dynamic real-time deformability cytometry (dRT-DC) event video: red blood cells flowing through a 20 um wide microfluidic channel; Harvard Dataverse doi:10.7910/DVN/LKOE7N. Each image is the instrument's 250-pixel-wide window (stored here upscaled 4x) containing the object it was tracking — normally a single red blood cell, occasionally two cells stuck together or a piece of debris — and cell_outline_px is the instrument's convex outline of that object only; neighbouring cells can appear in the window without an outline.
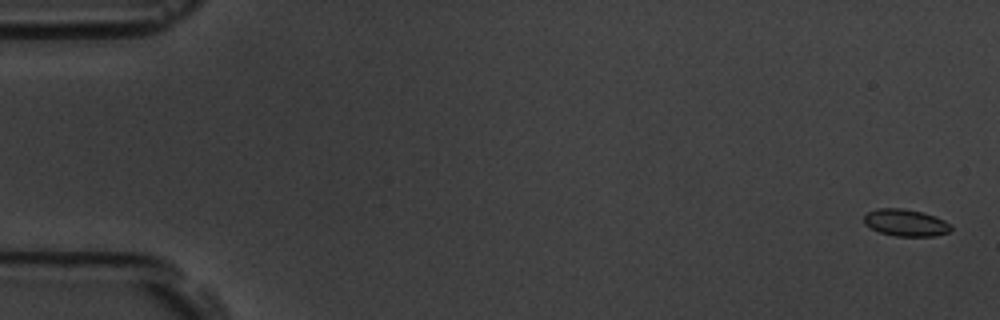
{"species": "common noctule bat (a hibernating species)", "species_latin": "Nyctalus noctula", "temperature_condition": "room temperature", "stored_images_in_passage": 8, "camera_frame_rate_fps": 3000, "um_per_image_px": 0.085, "animal": {"sex": "male", "body_mass_g": 19.5, "forearm_length_mm": 54.6}, "frame": {"image": 1, "passage_image": 1, "time_ms": 0.0, "image_size_px": [1000, 320], "cell_outline_px": [[952, 228], [948, 232], [936, 236], [896, 236], [880, 232], [864, 224], [864, 216], [868, 212], [876, 208], [904, 208], [936, 216], [952, 224]], "centroid_in_image_um": [77.0, 18.92], "position_along_channel_um": 8.0, "area_um2": 13.7}}
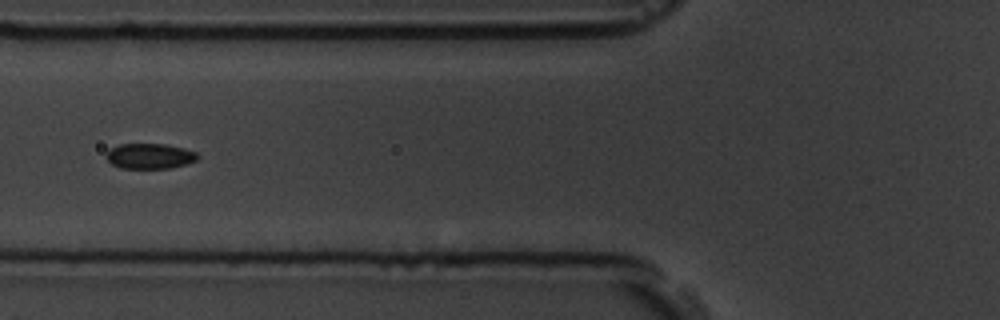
{"frame": {"image": 2, "passage_image": 6, "time_ms": 7.0, "image_size_px": [1000, 320], "cell_outline_px": [[200, 156], [196, 160], [172, 168], [120, 168], [112, 164], [108, 160], [108, 152], [112, 148], [120, 144], [164, 144], [184, 148], [196, 152]], "centroid_in_image_um": [12.77, 13.27], "position_along_channel_um": 113.0, "area_um2": 13.29}}
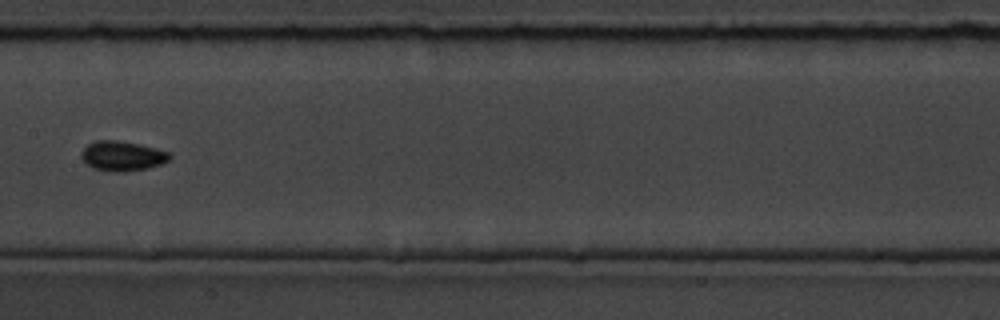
{"frame": {"image": 3, "passage_image": 8, "time_ms": 9.333, "image_size_px": [1000, 320], "cell_outline_px": [[172, 156], [168, 160], [160, 164], [148, 168], [124, 172], [116, 172], [92, 168], [80, 156], [80, 152], [88, 144], [96, 140], [116, 140], [156, 148], [168, 152]], "centroid_in_image_um": [10.38, 13.26], "position_along_channel_um": 197.0, "area_um2": 15.2}}